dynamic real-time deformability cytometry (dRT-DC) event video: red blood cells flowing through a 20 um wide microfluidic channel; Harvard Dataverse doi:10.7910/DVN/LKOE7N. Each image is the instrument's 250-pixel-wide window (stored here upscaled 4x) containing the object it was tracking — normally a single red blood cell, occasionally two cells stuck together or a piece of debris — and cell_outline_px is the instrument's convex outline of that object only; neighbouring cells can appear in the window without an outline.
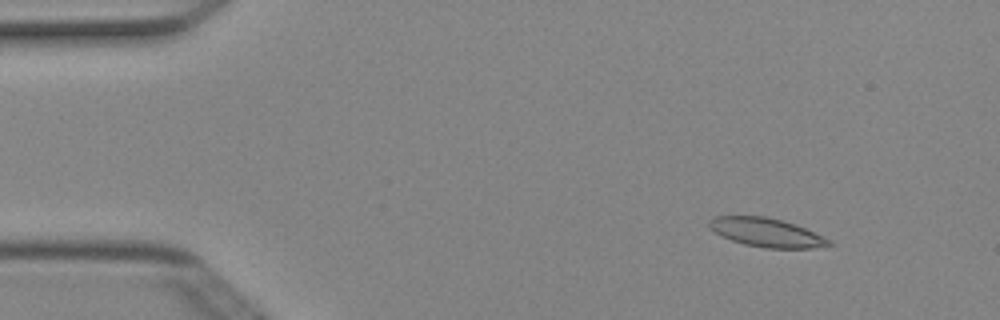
{"species": "Egyptian fruit bat (a non-hibernating species)", "species_latin": "Rousettus aegyptiacus", "temperature_condition": "cold", "stored_images_in_passage": 3, "camera_frame_rate_fps": 3000, "um_per_image_px": 0.085, "animal": {"sex": "female"}, "frame": {"image": 1, "passage_image": 1, "time_ms": 0.0, "image_size_px": [1000, 320], "cell_outline_px": [[832, 244], [812, 248], [764, 248], [744, 244], [720, 236], [708, 224], [708, 220], [716, 216], [764, 216], [780, 220], [804, 228], [824, 236], [832, 240]], "centroid_in_image_um": [65.14, 19.77], "position_along_channel_um": 19.9, "area_um2": 19.83}}